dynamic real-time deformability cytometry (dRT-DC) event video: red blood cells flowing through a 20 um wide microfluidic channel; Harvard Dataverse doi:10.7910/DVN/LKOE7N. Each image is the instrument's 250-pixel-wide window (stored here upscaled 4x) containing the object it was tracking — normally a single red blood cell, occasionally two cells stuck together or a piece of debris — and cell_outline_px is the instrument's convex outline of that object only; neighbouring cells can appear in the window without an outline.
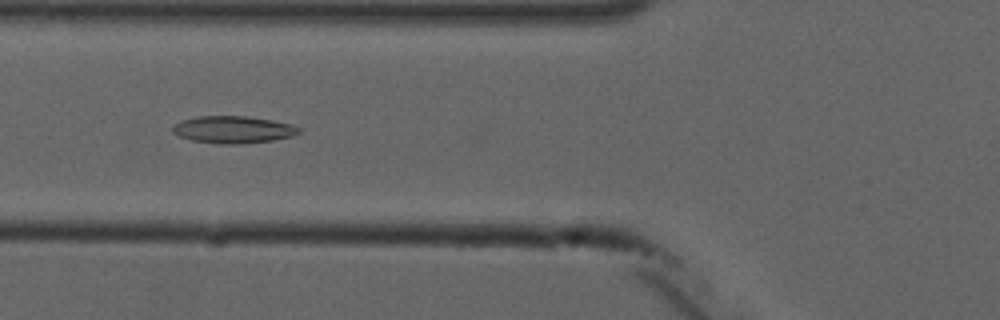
{"species": "common noctule bat (a hibernating species)", "species_latin": "Nyctalus noctula", "temperature_condition": "cold", "stored_images_in_passage": 6, "camera_frame_rate_fps": 3000, "um_per_image_px": 0.085, "animal": {"sex": "male", "forearm_length_mm": 52.5}, "frame": {"image": 1, "passage_image": 6, "time_ms": 5.667, "image_size_px": [1000, 320], "cell_outline_px": [[300, 132], [292, 136], [272, 140], [240, 144], [224, 144], [192, 140], [180, 136], [172, 132], [172, 128], [180, 120], [200, 116], [248, 116], [272, 120], [292, 124], [300, 128]], "centroid_in_image_um": [19.83, 11.01], "position_along_channel_um": 106.0, "area_um2": 19.88}}